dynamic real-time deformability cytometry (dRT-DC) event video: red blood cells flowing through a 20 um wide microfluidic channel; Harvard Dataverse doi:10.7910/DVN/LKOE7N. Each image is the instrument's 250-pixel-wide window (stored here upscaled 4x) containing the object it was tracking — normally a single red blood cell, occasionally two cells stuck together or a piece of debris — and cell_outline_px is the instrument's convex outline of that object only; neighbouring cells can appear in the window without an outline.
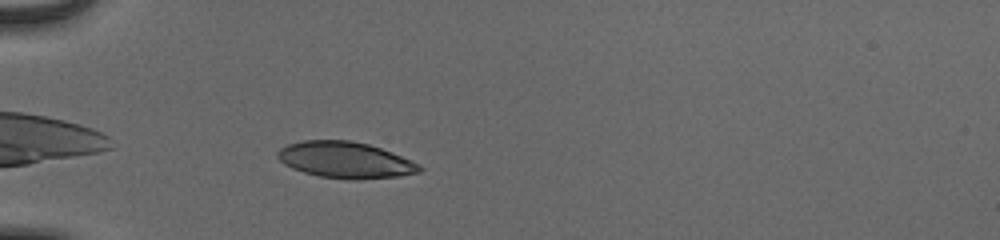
{"species": "human", "species_latin": "Homo sapiens", "temperature_condition": "cold", "stored_images_in_passage": 39, "camera_frame_rate_fps": 3000, "um_per_image_px": 0.085, "donor": {"sex": "male"}, "frame": {"image": 1, "passage_image": 3, "time_ms": 0.667, "image_size_px": [1000, 240], "cell_outline_px": [[424, 168], [420, 172], [400, 176], [352, 180], [320, 176], [304, 172], [292, 168], [284, 164], [276, 156], [276, 152], [280, 148], [288, 144], [304, 140], [348, 140], [368, 144], [392, 152], [420, 164]], "centroid_in_image_um": [29.36, 13.6], "position_along_channel_um": 55.6, "area_um2": 30.0}}
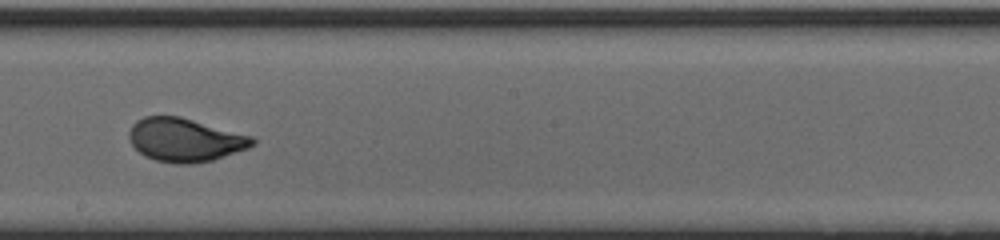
{"frame": {"image": 2, "passage_image": 18, "time_ms": 5.667, "image_size_px": [1000, 240], "cell_outline_px": [[256, 144], [248, 148], [212, 160], [192, 164], [176, 164], [156, 160], [144, 156], [132, 144], [128, 136], [128, 132], [132, 124], [136, 120], [144, 116], [180, 116], [252, 136], [256, 140]], "centroid_in_image_um": [15.71, 11.89], "position_along_channel_um": 232.5, "area_um2": 31.27}}
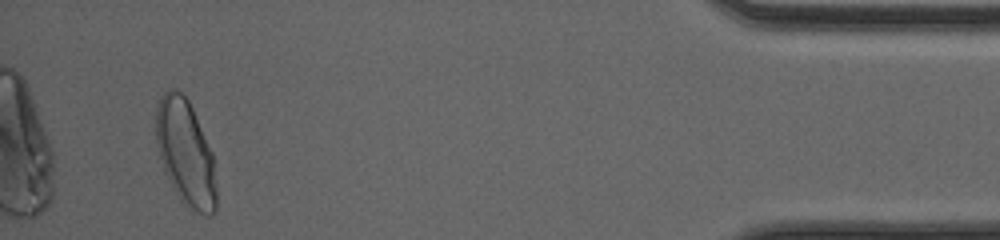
{"frame": {"image": 3, "passage_image": 37, "time_ms": 12.0, "image_size_px": [1000, 240], "cell_outline_px": [[216, 212], [212, 216], [204, 216], [180, 200], [172, 188], [164, 168], [156, 144], [156, 108], [160, 96], [168, 88], [176, 88], [188, 100], [192, 108], [212, 152], [216, 184]], "centroid_in_image_um": [15.77, 12.99], "position_along_channel_um": 419.4, "area_um2": 37.11}, "authors_computed_cell_mechanics": {"area_um2": 31.2698, "velocity_mm_per_s": 3.886, "shape_relaxation_time_tau1_ms": 3.0449, "shape_relaxation_time_tau2_ms": null, "deformation_change_tau1": 0.1433, "deformation_change_tau2": null}}